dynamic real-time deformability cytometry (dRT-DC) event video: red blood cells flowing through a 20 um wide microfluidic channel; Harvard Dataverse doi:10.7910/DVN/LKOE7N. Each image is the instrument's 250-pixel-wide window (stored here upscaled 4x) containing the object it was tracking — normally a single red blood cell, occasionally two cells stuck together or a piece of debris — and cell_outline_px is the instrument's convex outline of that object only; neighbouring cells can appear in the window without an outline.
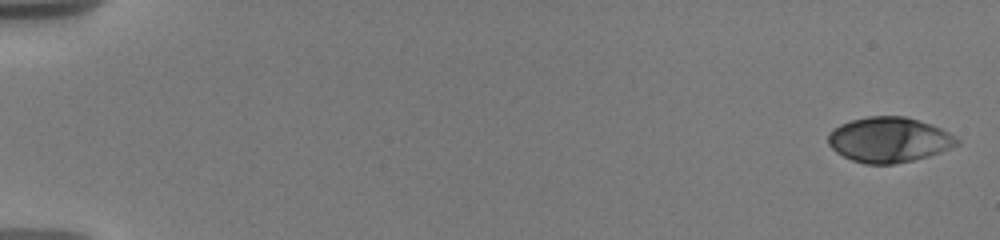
{"species": "human", "species_latin": "Homo sapiens", "temperature_condition": "warm", "stored_images_in_passage": 36, "camera_frame_rate_fps": 3000, "um_per_image_px": 0.085, "donor": {"sex": "male"}, "frame": {"image": 1, "passage_image": 1, "time_ms": 0.0, "image_size_px": [1000, 240], "cell_outline_px": [[960, 144], [940, 152], [928, 156], [912, 160], [892, 164], [864, 164], [852, 160], [836, 152], [828, 144], [828, 132], [832, 128], [840, 124], [852, 120], [868, 116], [904, 116], [932, 124], [956, 136], [960, 140]], "centroid_in_image_um": [75.56, 11.87], "position_along_channel_um": 9.4, "area_um2": 33.99}}
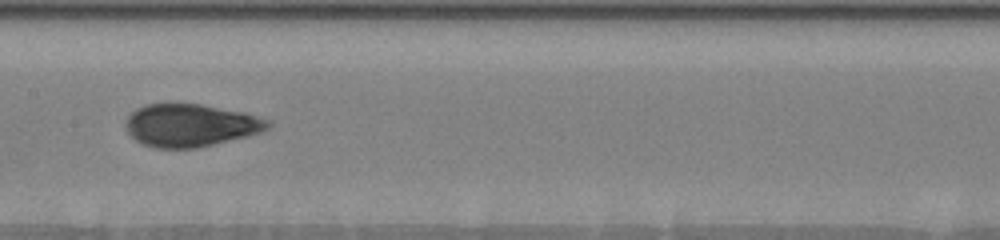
{"frame": {"image": 2, "passage_image": 16, "time_ms": 9.667, "image_size_px": [1000, 240], "cell_outline_px": [[272, 124], [264, 132], [248, 136], [196, 148], [156, 148], [144, 144], [136, 140], [128, 132], [128, 116], [136, 108], [148, 104], [164, 100], [172, 100], [200, 104], [244, 112], [272, 120]], "centroid_in_image_um": [16.23, 10.6], "position_along_channel_um": 191.2, "area_um2": 36.07}}
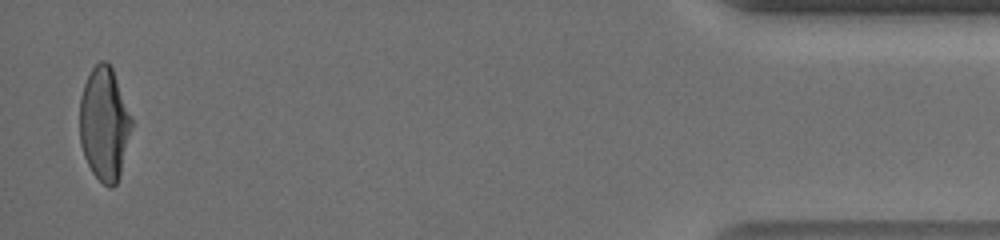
{"frame": {"image": 3, "passage_image": 35, "time_ms": 18.0, "image_size_px": [1000, 240], "cell_outline_px": [[132, 128], [120, 172], [116, 184], [112, 188], [108, 188], [92, 172], [84, 156], [80, 144], [80, 96], [84, 84], [92, 68], [100, 60], [104, 60], [112, 68], [132, 120]], "centroid_in_image_um": [8.85, 10.54], "position_along_channel_um": 426.4, "area_um2": 33.87}, "authors_computed_cell_mechanics": {"area_um2": 34.9112, "velocity_mm_per_s": 3.6684, "shape_relaxation_time_tau1_ms": 4.8002, "shape_relaxation_time_tau2_ms": 1.0306, "deformation_change_tau1": 0.203, "deformation_change_tau2": 0.0632}}